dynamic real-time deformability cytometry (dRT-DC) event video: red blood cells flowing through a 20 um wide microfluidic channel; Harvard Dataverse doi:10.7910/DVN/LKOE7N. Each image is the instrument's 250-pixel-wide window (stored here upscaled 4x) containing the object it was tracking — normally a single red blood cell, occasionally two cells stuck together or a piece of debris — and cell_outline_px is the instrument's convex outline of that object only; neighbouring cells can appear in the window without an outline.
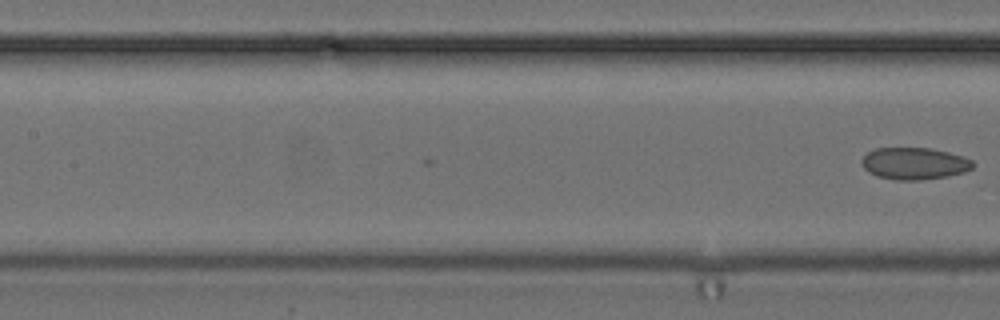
{"species": "common noctule bat (a hibernating species)", "species_latin": "Nyctalus noctula", "temperature_condition": "cold", "stored_images_in_passage": 18, "camera_frame_rate_fps": 3000, "um_per_image_px": 0.085, "animal": {"sex": "female", "body_mass_g": 24.6, "forearm_length_mm": 56.2}, "frame": {"image": 1, "passage_image": 18, "time_ms": 5.667, "image_size_px": [1000, 320], "cell_outline_px": [[976, 164], [972, 168], [964, 172], [948, 176], [920, 180], [896, 180], [876, 176], [868, 172], [864, 168], [860, 160], [868, 152], [876, 148], [932, 148], [964, 156], [972, 160]], "centroid_in_image_um": [77.73, 13.9], "position_along_channel_um": 129.7, "area_um2": 20.87}}